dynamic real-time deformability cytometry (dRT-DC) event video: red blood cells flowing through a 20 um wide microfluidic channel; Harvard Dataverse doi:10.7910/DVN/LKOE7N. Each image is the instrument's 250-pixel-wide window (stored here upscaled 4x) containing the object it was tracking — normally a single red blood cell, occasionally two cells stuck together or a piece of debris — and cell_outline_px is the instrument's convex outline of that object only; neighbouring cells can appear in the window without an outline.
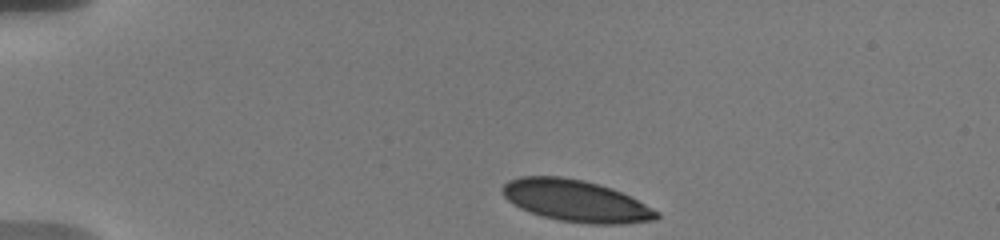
{"species": "human", "species_latin": "Homo sapiens", "temperature_condition": "warm", "stored_images_in_passage": 31, "camera_frame_rate_fps": 3000, "um_per_image_px": 0.085, "donor": {"sex": "male"}, "frame": {"image": 1, "passage_image": 1, "time_ms": 0.0, "image_size_px": [1000, 240], "cell_outline_px": [[660, 216], [656, 220], [624, 224], [588, 224], [560, 220], [540, 216], [520, 208], [508, 200], [504, 196], [500, 188], [508, 180], [520, 176], [560, 176], [584, 180], [612, 188], [660, 212]], "centroid_in_image_um": [48.93, 17.07], "position_along_channel_um": 36.1, "area_um2": 37.51}}
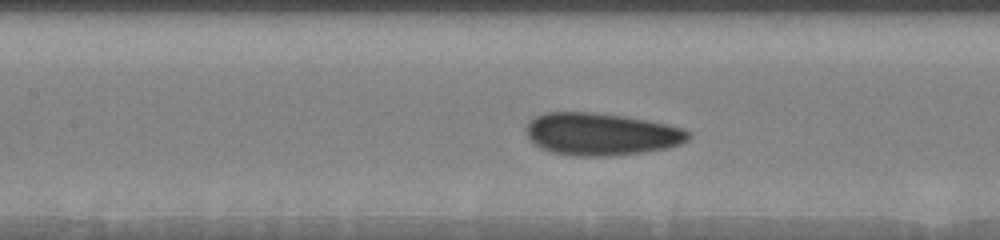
{"frame": {"image": 2, "passage_image": 19, "time_ms": 5.0, "image_size_px": [1000, 240], "cell_outline_px": [[692, 136], [688, 140], [680, 144], [668, 148], [644, 152], [608, 156], [572, 156], [552, 152], [540, 148], [528, 140], [528, 120], [544, 112], [592, 112], [624, 116], [648, 120], [680, 128], [692, 132]], "centroid_in_image_um": [51.09, 11.4], "position_along_channel_um": 156.3, "area_um2": 40.23}}
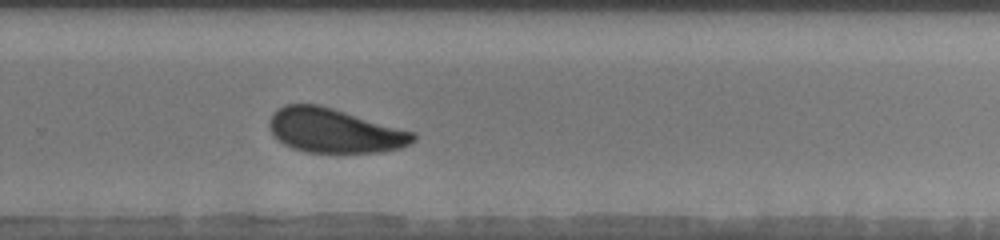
{"frame": {"image": 3, "passage_image": 31, "time_ms": 9.0, "image_size_px": [1000, 240], "cell_outline_px": [[416, 140], [400, 148], [380, 152], [304, 152], [292, 148], [284, 144], [272, 132], [268, 124], [272, 116], [284, 104], [316, 104], [332, 108], [416, 132]], "centroid_in_image_um": [28.46, 11.11], "position_along_channel_um": 301.3, "area_um2": 36.76}}